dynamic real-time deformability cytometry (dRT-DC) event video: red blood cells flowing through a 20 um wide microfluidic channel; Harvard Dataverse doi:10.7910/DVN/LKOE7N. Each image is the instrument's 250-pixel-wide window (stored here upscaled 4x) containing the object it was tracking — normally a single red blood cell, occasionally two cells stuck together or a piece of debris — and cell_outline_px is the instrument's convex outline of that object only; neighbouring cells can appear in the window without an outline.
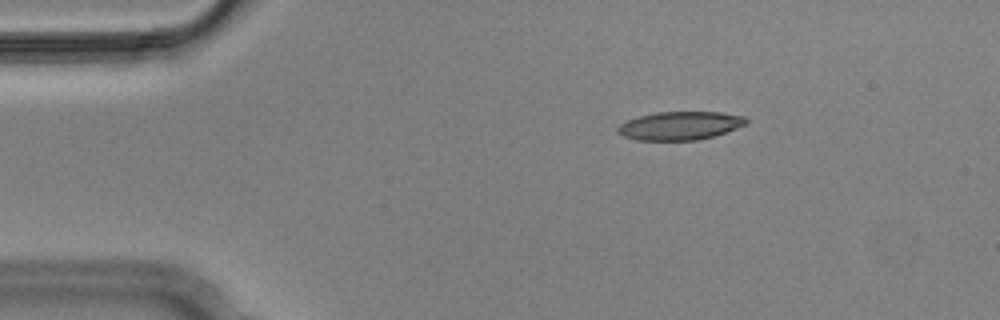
{"species": "Egyptian fruit bat (a non-hibernating species)", "species_latin": "Rousettus aegyptiacus", "temperature_condition": "cold", "stored_images_in_passage": 3, "camera_frame_rate_fps": 3000, "um_per_image_px": 0.085, "animal": {"sex": "male"}, "frame": {"image": 1, "passage_image": 2, "time_ms": 0.333, "image_size_px": [1000, 320], "cell_outline_px": [[748, 124], [712, 136], [696, 140], [636, 140], [624, 136], [616, 132], [616, 128], [620, 124], [628, 120], [640, 116], [656, 112], [720, 112], [744, 116], [748, 120]], "centroid_in_image_um": [57.79, 10.68], "position_along_channel_um": 27.2, "area_um2": 21.1}}